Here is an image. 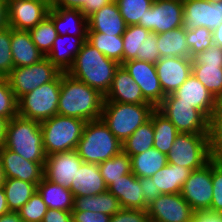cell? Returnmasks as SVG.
I'll return each instance as SVG.
<instances>
[{"label":"cell","mask_w":222,"mask_h":222,"mask_svg":"<svg viewBox=\"0 0 222 222\" xmlns=\"http://www.w3.org/2000/svg\"><path fill=\"white\" fill-rule=\"evenodd\" d=\"M210 160L222 163V123H209Z\"/></svg>","instance_id":"cell-47"},{"label":"cell","mask_w":222,"mask_h":222,"mask_svg":"<svg viewBox=\"0 0 222 222\" xmlns=\"http://www.w3.org/2000/svg\"><path fill=\"white\" fill-rule=\"evenodd\" d=\"M192 75L215 97L222 95V64H192Z\"/></svg>","instance_id":"cell-37"},{"label":"cell","mask_w":222,"mask_h":222,"mask_svg":"<svg viewBox=\"0 0 222 222\" xmlns=\"http://www.w3.org/2000/svg\"><path fill=\"white\" fill-rule=\"evenodd\" d=\"M119 66L120 64L106 57L86 40L67 73L105 96Z\"/></svg>","instance_id":"cell-2"},{"label":"cell","mask_w":222,"mask_h":222,"mask_svg":"<svg viewBox=\"0 0 222 222\" xmlns=\"http://www.w3.org/2000/svg\"><path fill=\"white\" fill-rule=\"evenodd\" d=\"M207 1H209L212 4H215V3L221 2L222 0H207Z\"/></svg>","instance_id":"cell-64"},{"label":"cell","mask_w":222,"mask_h":222,"mask_svg":"<svg viewBox=\"0 0 222 222\" xmlns=\"http://www.w3.org/2000/svg\"><path fill=\"white\" fill-rule=\"evenodd\" d=\"M122 209L119 200L108 190L97 195H86L74 197L72 211H93L109 216Z\"/></svg>","instance_id":"cell-31"},{"label":"cell","mask_w":222,"mask_h":222,"mask_svg":"<svg viewBox=\"0 0 222 222\" xmlns=\"http://www.w3.org/2000/svg\"><path fill=\"white\" fill-rule=\"evenodd\" d=\"M191 222H222V213L210 210L194 211Z\"/></svg>","instance_id":"cell-55"},{"label":"cell","mask_w":222,"mask_h":222,"mask_svg":"<svg viewBox=\"0 0 222 222\" xmlns=\"http://www.w3.org/2000/svg\"><path fill=\"white\" fill-rule=\"evenodd\" d=\"M107 190L119 200L122 208L148 209L140 180L132 172L114 180Z\"/></svg>","instance_id":"cell-23"},{"label":"cell","mask_w":222,"mask_h":222,"mask_svg":"<svg viewBox=\"0 0 222 222\" xmlns=\"http://www.w3.org/2000/svg\"><path fill=\"white\" fill-rule=\"evenodd\" d=\"M70 190L74 197L97 195L107 191L99 165L83 162L73 177Z\"/></svg>","instance_id":"cell-24"},{"label":"cell","mask_w":222,"mask_h":222,"mask_svg":"<svg viewBox=\"0 0 222 222\" xmlns=\"http://www.w3.org/2000/svg\"><path fill=\"white\" fill-rule=\"evenodd\" d=\"M8 119L0 116V150L4 147L6 141V129L8 124Z\"/></svg>","instance_id":"cell-60"},{"label":"cell","mask_w":222,"mask_h":222,"mask_svg":"<svg viewBox=\"0 0 222 222\" xmlns=\"http://www.w3.org/2000/svg\"><path fill=\"white\" fill-rule=\"evenodd\" d=\"M37 191L49 209L73 210L74 196L70 189L43 177L37 185Z\"/></svg>","instance_id":"cell-30"},{"label":"cell","mask_w":222,"mask_h":222,"mask_svg":"<svg viewBox=\"0 0 222 222\" xmlns=\"http://www.w3.org/2000/svg\"><path fill=\"white\" fill-rule=\"evenodd\" d=\"M157 48L159 49L160 58L181 57L192 59L186 42V30L183 27L157 34Z\"/></svg>","instance_id":"cell-29"},{"label":"cell","mask_w":222,"mask_h":222,"mask_svg":"<svg viewBox=\"0 0 222 222\" xmlns=\"http://www.w3.org/2000/svg\"><path fill=\"white\" fill-rule=\"evenodd\" d=\"M154 128L153 148L167 154L179 134L174 124L157 108L152 112Z\"/></svg>","instance_id":"cell-33"},{"label":"cell","mask_w":222,"mask_h":222,"mask_svg":"<svg viewBox=\"0 0 222 222\" xmlns=\"http://www.w3.org/2000/svg\"><path fill=\"white\" fill-rule=\"evenodd\" d=\"M165 95L175 92L192 74V59L163 57L155 64Z\"/></svg>","instance_id":"cell-18"},{"label":"cell","mask_w":222,"mask_h":222,"mask_svg":"<svg viewBox=\"0 0 222 222\" xmlns=\"http://www.w3.org/2000/svg\"><path fill=\"white\" fill-rule=\"evenodd\" d=\"M213 44L222 48V23L212 31Z\"/></svg>","instance_id":"cell-61"},{"label":"cell","mask_w":222,"mask_h":222,"mask_svg":"<svg viewBox=\"0 0 222 222\" xmlns=\"http://www.w3.org/2000/svg\"><path fill=\"white\" fill-rule=\"evenodd\" d=\"M111 2V0H88V17Z\"/></svg>","instance_id":"cell-58"},{"label":"cell","mask_w":222,"mask_h":222,"mask_svg":"<svg viewBox=\"0 0 222 222\" xmlns=\"http://www.w3.org/2000/svg\"><path fill=\"white\" fill-rule=\"evenodd\" d=\"M99 169L107 187L121 176L131 173V158L121 151L118 155L99 163Z\"/></svg>","instance_id":"cell-39"},{"label":"cell","mask_w":222,"mask_h":222,"mask_svg":"<svg viewBox=\"0 0 222 222\" xmlns=\"http://www.w3.org/2000/svg\"><path fill=\"white\" fill-rule=\"evenodd\" d=\"M179 103L190 104L208 119L212 113L215 96L192 74L171 94Z\"/></svg>","instance_id":"cell-20"},{"label":"cell","mask_w":222,"mask_h":222,"mask_svg":"<svg viewBox=\"0 0 222 222\" xmlns=\"http://www.w3.org/2000/svg\"><path fill=\"white\" fill-rule=\"evenodd\" d=\"M0 156L6 178H16L37 186L44 177V167L40 163L28 161L5 147L0 150Z\"/></svg>","instance_id":"cell-19"},{"label":"cell","mask_w":222,"mask_h":222,"mask_svg":"<svg viewBox=\"0 0 222 222\" xmlns=\"http://www.w3.org/2000/svg\"><path fill=\"white\" fill-rule=\"evenodd\" d=\"M157 109L179 133L209 134V119L190 104L179 103L171 94L165 96Z\"/></svg>","instance_id":"cell-10"},{"label":"cell","mask_w":222,"mask_h":222,"mask_svg":"<svg viewBox=\"0 0 222 222\" xmlns=\"http://www.w3.org/2000/svg\"><path fill=\"white\" fill-rule=\"evenodd\" d=\"M85 124V120L58 114L41 121L46 155L76 150Z\"/></svg>","instance_id":"cell-6"},{"label":"cell","mask_w":222,"mask_h":222,"mask_svg":"<svg viewBox=\"0 0 222 222\" xmlns=\"http://www.w3.org/2000/svg\"><path fill=\"white\" fill-rule=\"evenodd\" d=\"M104 95L86 83L61 72L57 114L92 121L101 118Z\"/></svg>","instance_id":"cell-1"},{"label":"cell","mask_w":222,"mask_h":222,"mask_svg":"<svg viewBox=\"0 0 222 222\" xmlns=\"http://www.w3.org/2000/svg\"><path fill=\"white\" fill-rule=\"evenodd\" d=\"M212 202L210 211L222 213V163L212 161Z\"/></svg>","instance_id":"cell-46"},{"label":"cell","mask_w":222,"mask_h":222,"mask_svg":"<svg viewBox=\"0 0 222 222\" xmlns=\"http://www.w3.org/2000/svg\"><path fill=\"white\" fill-rule=\"evenodd\" d=\"M110 222H150V220L147 210L122 208L111 216Z\"/></svg>","instance_id":"cell-49"},{"label":"cell","mask_w":222,"mask_h":222,"mask_svg":"<svg viewBox=\"0 0 222 222\" xmlns=\"http://www.w3.org/2000/svg\"><path fill=\"white\" fill-rule=\"evenodd\" d=\"M47 16L53 21L58 35L87 37V18L79 9L50 8Z\"/></svg>","instance_id":"cell-25"},{"label":"cell","mask_w":222,"mask_h":222,"mask_svg":"<svg viewBox=\"0 0 222 222\" xmlns=\"http://www.w3.org/2000/svg\"><path fill=\"white\" fill-rule=\"evenodd\" d=\"M139 85L144 99L157 108L165 98L154 63L132 59L121 64Z\"/></svg>","instance_id":"cell-14"},{"label":"cell","mask_w":222,"mask_h":222,"mask_svg":"<svg viewBox=\"0 0 222 222\" xmlns=\"http://www.w3.org/2000/svg\"><path fill=\"white\" fill-rule=\"evenodd\" d=\"M18 115V104L6 77H0V116L8 120Z\"/></svg>","instance_id":"cell-44"},{"label":"cell","mask_w":222,"mask_h":222,"mask_svg":"<svg viewBox=\"0 0 222 222\" xmlns=\"http://www.w3.org/2000/svg\"><path fill=\"white\" fill-rule=\"evenodd\" d=\"M183 11V0H154L138 25L156 34L170 31L182 27Z\"/></svg>","instance_id":"cell-11"},{"label":"cell","mask_w":222,"mask_h":222,"mask_svg":"<svg viewBox=\"0 0 222 222\" xmlns=\"http://www.w3.org/2000/svg\"><path fill=\"white\" fill-rule=\"evenodd\" d=\"M150 222H191L194 210L178 194H161L148 204Z\"/></svg>","instance_id":"cell-13"},{"label":"cell","mask_w":222,"mask_h":222,"mask_svg":"<svg viewBox=\"0 0 222 222\" xmlns=\"http://www.w3.org/2000/svg\"><path fill=\"white\" fill-rule=\"evenodd\" d=\"M50 8L79 9L88 18V0H52Z\"/></svg>","instance_id":"cell-52"},{"label":"cell","mask_w":222,"mask_h":222,"mask_svg":"<svg viewBox=\"0 0 222 222\" xmlns=\"http://www.w3.org/2000/svg\"><path fill=\"white\" fill-rule=\"evenodd\" d=\"M0 222H24L18 212L9 211L0 216Z\"/></svg>","instance_id":"cell-59"},{"label":"cell","mask_w":222,"mask_h":222,"mask_svg":"<svg viewBox=\"0 0 222 222\" xmlns=\"http://www.w3.org/2000/svg\"><path fill=\"white\" fill-rule=\"evenodd\" d=\"M87 23V33H103L112 36H122L127 27L117 2L113 1L89 16Z\"/></svg>","instance_id":"cell-21"},{"label":"cell","mask_w":222,"mask_h":222,"mask_svg":"<svg viewBox=\"0 0 222 222\" xmlns=\"http://www.w3.org/2000/svg\"><path fill=\"white\" fill-rule=\"evenodd\" d=\"M151 31L140 25H130L123 33V63L132 59L140 60V47Z\"/></svg>","instance_id":"cell-38"},{"label":"cell","mask_w":222,"mask_h":222,"mask_svg":"<svg viewBox=\"0 0 222 222\" xmlns=\"http://www.w3.org/2000/svg\"><path fill=\"white\" fill-rule=\"evenodd\" d=\"M167 163L193 170L210 161L208 134L179 133L169 152Z\"/></svg>","instance_id":"cell-8"},{"label":"cell","mask_w":222,"mask_h":222,"mask_svg":"<svg viewBox=\"0 0 222 222\" xmlns=\"http://www.w3.org/2000/svg\"><path fill=\"white\" fill-rule=\"evenodd\" d=\"M42 222H73L71 211L47 209Z\"/></svg>","instance_id":"cell-54"},{"label":"cell","mask_w":222,"mask_h":222,"mask_svg":"<svg viewBox=\"0 0 222 222\" xmlns=\"http://www.w3.org/2000/svg\"><path fill=\"white\" fill-rule=\"evenodd\" d=\"M73 222H110L111 216L93 211H71Z\"/></svg>","instance_id":"cell-51"},{"label":"cell","mask_w":222,"mask_h":222,"mask_svg":"<svg viewBox=\"0 0 222 222\" xmlns=\"http://www.w3.org/2000/svg\"><path fill=\"white\" fill-rule=\"evenodd\" d=\"M87 41L109 59L116 61L120 65L123 63L124 44L122 36L87 33Z\"/></svg>","instance_id":"cell-36"},{"label":"cell","mask_w":222,"mask_h":222,"mask_svg":"<svg viewBox=\"0 0 222 222\" xmlns=\"http://www.w3.org/2000/svg\"><path fill=\"white\" fill-rule=\"evenodd\" d=\"M8 212H9V207L7 204L4 188L0 187V216Z\"/></svg>","instance_id":"cell-62"},{"label":"cell","mask_w":222,"mask_h":222,"mask_svg":"<svg viewBox=\"0 0 222 222\" xmlns=\"http://www.w3.org/2000/svg\"><path fill=\"white\" fill-rule=\"evenodd\" d=\"M29 32L35 46L46 57L58 35L53 21L47 16Z\"/></svg>","instance_id":"cell-40"},{"label":"cell","mask_w":222,"mask_h":222,"mask_svg":"<svg viewBox=\"0 0 222 222\" xmlns=\"http://www.w3.org/2000/svg\"><path fill=\"white\" fill-rule=\"evenodd\" d=\"M104 100L131 104L148 103L144 99L139 85L122 65L116 69L111 87L104 96Z\"/></svg>","instance_id":"cell-22"},{"label":"cell","mask_w":222,"mask_h":222,"mask_svg":"<svg viewBox=\"0 0 222 222\" xmlns=\"http://www.w3.org/2000/svg\"><path fill=\"white\" fill-rule=\"evenodd\" d=\"M87 37L57 35L52 49L46 56L61 72H67ZM68 41V42H67Z\"/></svg>","instance_id":"cell-26"},{"label":"cell","mask_w":222,"mask_h":222,"mask_svg":"<svg viewBox=\"0 0 222 222\" xmlns=\"http://www.w3.org/2000/svg\"><path fill=\"white\" fill-rule=\"evenodd\" d=\"M191 172L192 170L189 168L167 163L151 178L161 194H178L181 193L182 187Z\"/></svg>","instance_id":"cell-28"},{"label":"cell","mask_w":222,"mask_h":222,"mask_svg":"<svg viewBox=\"0 0 222 222\" xmlns=\"http://www.w3.org/2000/svg\"><path fill=\"white\" fill-rule=\"evenodd\" d=\"M76 151L83 162L99 164L118 155L122 143L100 118L86 122Z\"/></svg>","instance_id":"cell-4"},{"label":"cell","mask_w":222,"mask_h":222,"mask_svg":"<svg viewBox=\"0 0 222 222\" xmlns=\"http://www.w3.org/2000/svg\"><path fill=\"white\" fill-rule=\"evenodd\" d=\"M48 207L36 190L31 198L18 211L24 222H42Z\"/></svg>","instance_id":"cell-43"},{"label":"cell","mask_w":222,"mask_h":222,"mask_svg":"<svg viewBox=\"0 0 222 222\" xmlns=\"http://www.w3.org/2000/svg\"><path fill=\"white\" fill-rule=\"evenodd\" d=\"M155 109L150 103L131 104L104 100L101 119L123 143L139 126L150 119Z\"/></svg>","instance_id":"cell-5"},{"label":"cell","mask_w":222,"mask_h":222,"mask_svg":"<svg viewBox=\"0 0 222 222\" xmlns=\"http://www.w3.org/2000/svg\"><path fill=\"white\" fill-rule=\"evenodd\" d=\"M60 73L61 71L44 57L33 65L14 68L6 78L18 100L42 84L53 81Z\"/></svg>","instance_id":"cell-9"},{"label":"cell","mask_w":222,"mask_h":222,"mask_svg":"<svg viewBox=\"0 0 222 222\" xmlns=\"http://www.w3.org/2000/svg\"><path fill=\"white\" fill-rule=\"evenodd\" d=\"M192 64H222V48L212 44L192 57Z\"/></svg>","instance_id":"cell-50"},{"label":"cell","mask_w":222,"mask_h":222,"mask_svg":"<svg viewBox=\"0 0 222 222\" xmlns=\"http://www.w3.org/2000/svg\"><path fill=\"white\" fill-rule=\"evenodd\" d=\"M5 173H4V169L2 166V161H1V156H0V187H3L4 183H5Z\"/></svg>","instance_id":"cell-63"},{"label":"cell","mask_w":222,"mask_h":222,"mask_svg":"<svg viewBox=\"0 0 222 222\" xmlns=\"http://www.w3.org/2000/svg\"><path fill=\"white\" fill-rule=\"evenodd\" d=\"M182 27H205L213 31L222 23V1L212 4L207 0H183Z\"/></svg>","instance_id":"cell-16"},{"label":"cell","mask_w":222,"mask_h":222,"mask_svg":"<svg viewBox=\"0 0 222 222\" xmlns=\"http://www.w3.org/2000/svg\"><path fill=\"white\" fill-rule=\"evenodd\" d=\"M9 211L18 212L37 190L34 183L6 178L3 185Z\"/></svg>","instance_id":"cell-34"},{"label":"cell","mask_w":222,"mask_h":222,"mask_svg":"<svg viewBox=\"0 0 222 222\" xmlns=\"http://www.w3.org/2000/svg\"><path fill=\"white\" fill-rule=\"evenodd\" d=\"M8 26V2L0 0V30Z\"/></svg>","instance_id":"cell-57"},{"label":"cell","mask_w":222,"mask_h":222,"mask_svg":"<svg viewBox=\"0 0 222 222\" xmlns=\"http://www.w3.org/2000/svg\"><path fill=\"white\" fill-rule=\"evenodd\" d=\"M209 123H222V95L216 96Z\"/></svg>","instance_id":"cell-56"},{"label":"cell","mask_w":222,"mask_h":222,"mask_svg":"<svg viewBox=\"0 0 222 222\" xmlns=\"http://www.w3.org/2000/svg\"><path fill=\"white\" fill-rule=\"evenodd\" d=\"M140 180V186L143 189V197L144 201L149 204L159 195H161L158 187H155V184L151 177H141L138 178Z\"/></svg>","instance_id":"cell-53"},{"label":"cell","mask_w":222,"mask_h":222,"mask_svg":"<svg viewBox=\"0 0 222 222\" xmlns=\"http://www.w3.org/2000/svg\"><path fill=\"white\" fill-rule=\"evenodd\" d=\"M4 147L28 161L45 166L47 155L43 147V134L39 121L19 115L10 119L7 124Z\"/></svg>","instance_id":"cell-3"},{"label":"cell","mask_w":222,"mask_h":222,"mask_svg":"<svg viewBox=\"0 0 222 222\" xmlns=\"http://www.w3.org/2000/svg\"><path fill=\"white\" fill-rule=\"evenodd\" d=\"M154 128L152 114L148 121L139 126L123 143L122 151L129 156L141 154L153 148Z\"/></svg>","instance_id":"cell-35"},{"label":"cell","mask_w":222,"mask_h":222,"mask_svg":"<svg viewBox=\"0 0 222 222\" xmlns=\"http://www.w3.org/2000/svg\"><path fill=\"white\" fill-rule=\"evenodd\" d=\"M131 171L138 178L151 177L167 164L166 154L156 148L146 150L141 154L130 156Z\"/></svg>","instance_id":"cell-32"},{"label":"cell","mask_w":222,"mask_h":222,"mask_svg":"<svg viewBox=\"0 0 222 222\" xmlns=\"http://www.w3.org/2000/svg\"><path fill=\"white\" fill-rule=\"evenodd\" d=\"M60 87L61 73L53 81L21 96L17 100L18 115L39 122L57 115Z\"/></svg>","instance_id":"cell-7"},{"label":"cell","mask_w":222,"mask_h":222,"mask_svg":"<svg viewBox=\"0 0 222 222\" xmlns=\"http://www.w3.org/2000/svg\"><path fill=\"white\" fill-rule=\"evenodd\" d=\"M212 160L193 170L181 190L182 197L194 211L210 210L212 202Z\"/></svg>","instance_id":"cell-12"},{"label":"cell","mask_w":222,"mask_h":222,"mask_svg":"<svg viewBox=\"0 0 222 222\" xmlns=\"http://www.w3.org/2000/svg\"><path fill=\"white\" fill-rule=\"evenodd\" d=\"M186 42L190 49V57L192 58L213 44L212 31L205 27L187 29Z\"/></svg>","instance_id":"cell-42"},{"label":"cell","mask_w":222,"mask_h":222,"mask_svg":"<svg viewBox=\"0 0 222 222\" xmlns=\"http://www.w3.org/2000/svg\"><path fill=\"white\" fill-rule=\"evenodd\" d=\"M140 60L156 64L160 60L159 49L157 48V34L150 32L140 47Z\"/></svg>","instance_id":"cell-48"},{"label":"cell","mask_w":222,"mask_h":222,"mask_svg":"<svg viewBox=\"0 0 222 222\" xmlns=\"http://www.w3.org/2000/svg\"><path fill=\"white\" fill-rule=\"evenodd\" d=\"M154 0H119V12L127 26L137 25L151 8Z\"/></svg>","instance_id":"cell-41"},{"label":"cell","mask_w":222,"mask_h":222,"mask_svg":"<svg viewBox=\"0 0 222 222\" xmlns=\"http://www.w3.org/2000/svg\"><path fill=\"white\" fill-rule=\"evenodd\" d=\"M14 69L11 51V27L0 30V77H6Z\"/></svg>","instance_id":"cell-45"},{"label":"cell","mask_w":222,"mask_h":222,"mask_svg":"<svg viewBox=\"0 0 222 222\" xmlns=\"http://www.w3.org/2000/svg\"><path fill=\"white\" fill-rule=\"evenodd\" d=\"M82 163L76 150L48 155L44 166V177L70 189L73 177Z\"/></svg>","instance_id":"cell-17"},{"label":"cell","mask_w":222,"mask_h":222,"mask_svg":"<svg viewBox=\"0 0 222 222\" xmlns=\"http://www.w3.org/2000/svg\"><path fill=\"white\" fill-rule=\"evenodd\" d=\"M11 51L14 68L30 66L44 58L33 43L29 31L11 28Z\"/></svg>","instance_id":"cell-27"},{"label":"cell","mask_w":222,"mask_h":222,"mask_svg":"<svg viewBox=\"0 0 222 222\" xmlns=\"http://www.w3.org/2000/svg\"><path fill=\"white\" fill-rule=\"evenodd\" d=\"M47 0H11L8 2V25L15 30L29 31L47 17Z\"/></svg>","instance_id":"cell-15"}]
</instances>
